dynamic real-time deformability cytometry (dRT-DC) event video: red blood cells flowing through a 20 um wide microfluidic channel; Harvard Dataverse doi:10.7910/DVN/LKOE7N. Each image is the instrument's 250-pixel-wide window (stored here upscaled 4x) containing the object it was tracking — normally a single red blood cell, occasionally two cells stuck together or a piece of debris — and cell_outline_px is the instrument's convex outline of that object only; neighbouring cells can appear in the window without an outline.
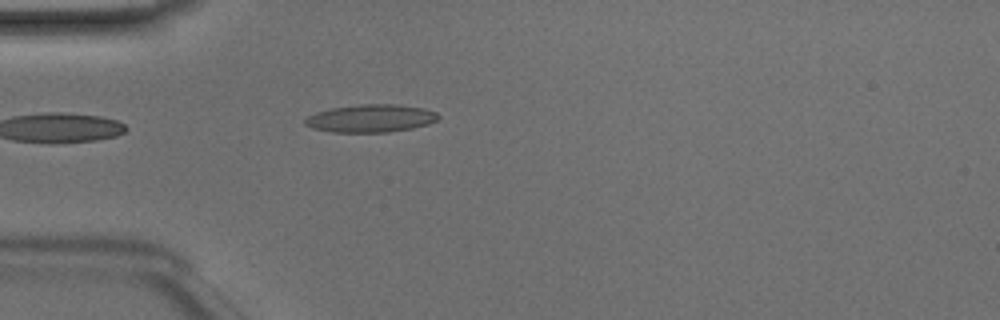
{"species": "Egyptian fruit bat (a non-hibernating species)", "species_latin": "Rousettus aegyptiacus", "temperature_condition": "room temperature", "stored_images_in_passage": 36, "camera_frame_rate_fps": 3000, "um_per_image_px": 0.085, "animal": {"sex": "male"}, "frame": {"image": 1, "passage_image": 1, "time_ms": 0.0, "image_size_px": [1000, 320], "cell_outline_px": [[440, 116], [436, 120], [428, 124], [412, 128], [388, 132], [332, 132], [312, 128], [304, 124], [304, 120], [308, 116], [316, 112], [332, 108], [360, 104], [396, 104], [424, 108], [436, 112]], "centroid_in_image_um": [31.51, 10.06], "position_along_channel_um": 53.5, "area_um2": 21.56}}
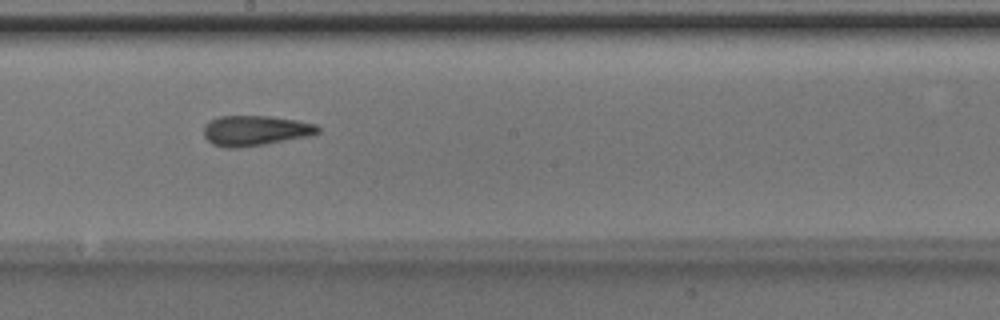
{"frame": {"image": 2, "passage_image": 14, "time_ms": 4.333, "image_size_px": [1000, 320], "cell_outline_px": [[320, 132], [308, 136], [264, 144], [236, 148], [224, 148], [212, 144], [204, 136], [204, 124], [208, 120], [220, 116], [268, 116], [296, 120], [316, 124], [320, 128]], "centroid_in_image_um": [21.66, 11.1], "position_along_channel_um": 226.5, "area_um2": 20.11}}
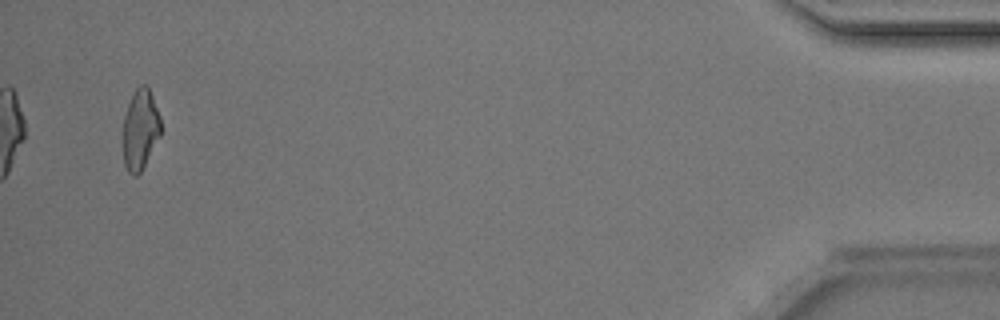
{"frame": {"image": 3, "passage_image": 34, "time_ms": 11.0, "image_size_px": [1000, 320], "cell_outline_px": [[160, 136], [140, 172], [136, 176], [132, 176], [128, 172], [124, 164], [124, 116], [128, 104], [136, 88], [140, 84], [148, 84], [160, 116]], "centroid_in_image_um": [11.93, 10.98], "position_along_channel_um": 423.3, "area_um2": 17.51}, "authors_computed_cell_mechanics": {"area_um2": 19.1607, "velocity_mm_per_s": 4.1784, "shape_relaxation_time_tau1_ms": 5.3913, "shape_relaxation_time_tau2_ms": 2.5916, "deformation_change_tau1": 0.1805, "deformation_change_tau2": 0.1241}}